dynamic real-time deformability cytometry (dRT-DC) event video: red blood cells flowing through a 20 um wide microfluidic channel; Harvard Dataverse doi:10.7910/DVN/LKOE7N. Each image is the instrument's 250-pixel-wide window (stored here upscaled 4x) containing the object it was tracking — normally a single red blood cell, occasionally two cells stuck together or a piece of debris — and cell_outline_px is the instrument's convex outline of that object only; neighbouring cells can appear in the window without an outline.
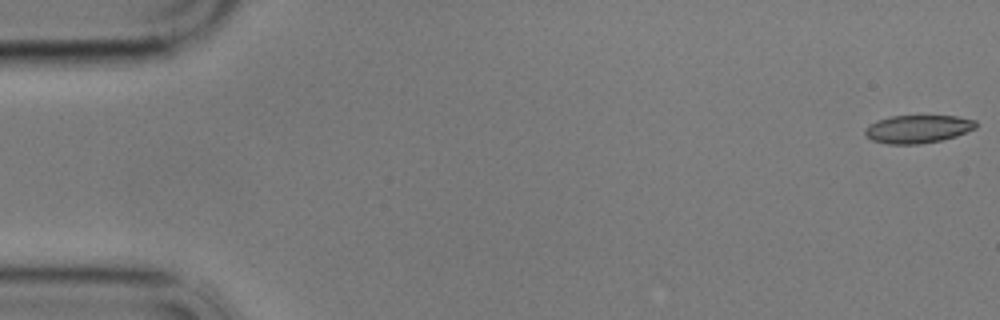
{"species": "common noctule bat (a hibernating species)", "species_latin": "Nyctalus noctula", "temperature_condition": "cold", "stored_images_in_passage": 58, "camera_frame_rate_fps": 3000, "um_per_image_px": 0.085, "animal": {"sex": "male", "body_mass_g": 17.9}, "frame": {"image": 1, "passage_image": 1, "time_ms": 0.0, "image_size_px": [1000, 320], "cell_outline_px": [[976, 128], [956, 136], [940, 140], [920, 144], [888, 144], [872, 140], [864, 136], [864, 128], [868, 124], [876, 120], [892, 116], [956, 116], [976, 120]], "centroid_in_image_um": [77.96, 10.96], "position_along_channel_um": 7.0, "area_um2": 18.21}}
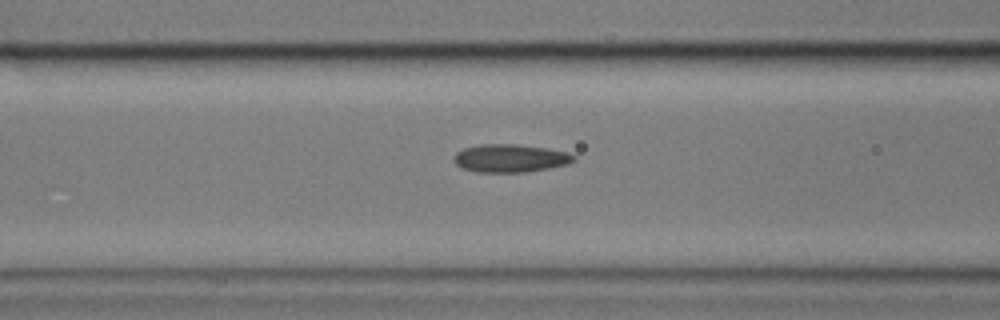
{"frame": {"image": 2, "passage_image": 23, "time_ms": 7.333, "image_size_px": [1000, 320], "cell_outline_px": [[576, 160], [568, 164], [548, 168], [524, 172], [476, 172], [464, 168], [456, 164], [452, 160], [452, 156], [456, 152], [464, 148], [480, 144], [516, 144], [548, 148], [568, 152], [576, 156]], "centroid_in_image_um": [43.37, 13.44], "position_along_channel_um": 123.2, "area_um2": 19.71}}
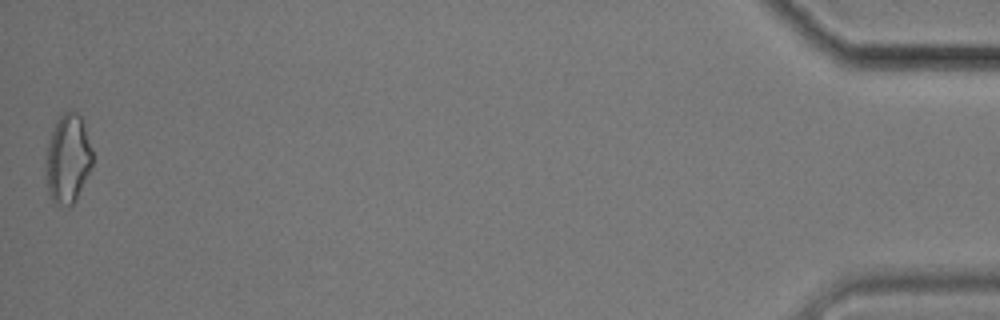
{"frame": {"image": 3, "passage_image": 58, "time_ms": 19.0, "image_size_px": [1000, 320], "cell_outline_px": [[92, 168], [76, 200], [68, 208], [56, 204], [52, 200], [48, 192], [44, 168], [48, 144], [56, 120], [64, 112], [76, 112], [80, 116], [92, 148]], "centroid_in_image_um": [5.75, 13.56], "position_along_channel_um": 429.4, "area_um2": 24.33}, "authors_computed_cell_mechanics": {"area_um2": 19.0162, "velocity_mm_per_s": 3.4261, "shape_relaxation_time_tau1_ms": 8.9493, "shape_relaxation_time_tau2_ms": 4.0989, "deformation_change_tau1": 0.1409, "deformation_change_tau2": 0.1255}}